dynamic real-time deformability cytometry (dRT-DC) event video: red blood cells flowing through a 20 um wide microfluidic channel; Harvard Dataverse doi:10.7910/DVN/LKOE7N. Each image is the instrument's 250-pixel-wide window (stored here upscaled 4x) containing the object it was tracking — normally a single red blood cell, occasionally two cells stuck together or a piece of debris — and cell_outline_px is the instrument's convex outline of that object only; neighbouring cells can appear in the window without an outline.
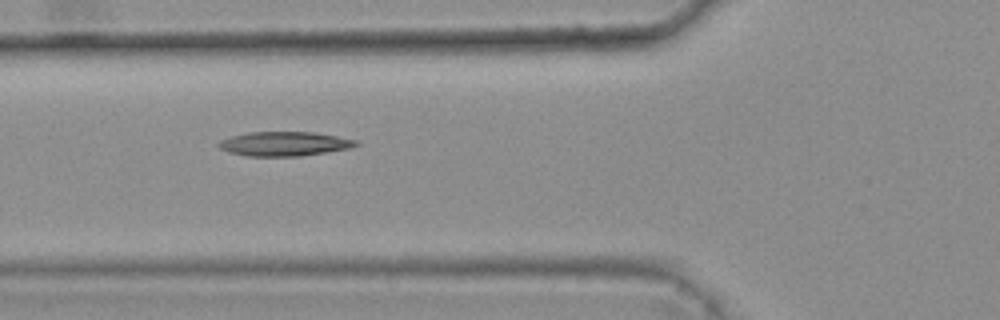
{"species": "common noctule bat (a hibernating species)", "species_latin": "Nyctalus noctula", "temperature_condition": "warm", "stored_images_in_passage": 8, "camera_frame_rate_fps": 3000, "um_per_image_px": 0.085, "animal": {"sex": "female", "body_mass_g": 25.1}, "frame": {"image": 1, "passage_image": 6, "time_ms": 1.667, "image_size_px": [1000, 320], "cell_outline_px": [[360, 144], [352, 148], [300, 156], [244, 156], [228, 152], [220, 148], [216, 144], [220, 140], [232, 136], [248, 132], [312, 132], [336, 136], [356, 140]], "centroid_in_image_um": [24.15, 12.23], "position_along_channel_um": 101.6, "area_um2": 19.48}}
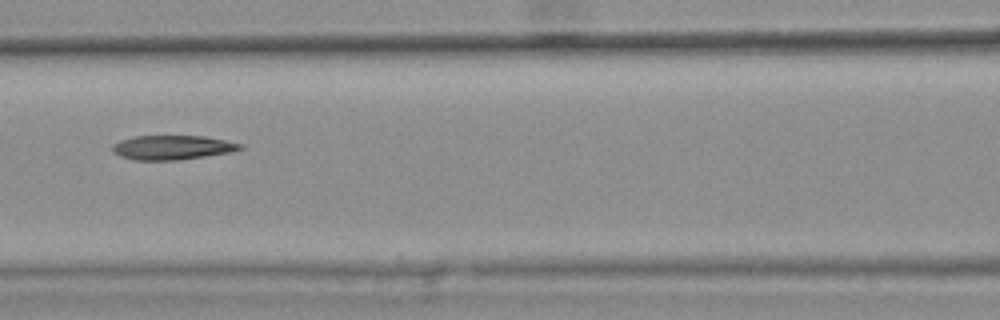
{"frame": {"image": 2, "passage_image": 7, "time_ms": 2.0, "image_size_px": [1000, 320], "cell_outline_px": [[244, 148], [228, 152], [204, 156], [176, 160], [132, 160], [120, 156], [112, 152], [112, 144], [120, 140], [132, 136], [204, 136], [244, 144]], "centroid_in_image_um": [14.59, 12.53], "position_along_channel_um": 152.0, "area_um2": 18.09}}